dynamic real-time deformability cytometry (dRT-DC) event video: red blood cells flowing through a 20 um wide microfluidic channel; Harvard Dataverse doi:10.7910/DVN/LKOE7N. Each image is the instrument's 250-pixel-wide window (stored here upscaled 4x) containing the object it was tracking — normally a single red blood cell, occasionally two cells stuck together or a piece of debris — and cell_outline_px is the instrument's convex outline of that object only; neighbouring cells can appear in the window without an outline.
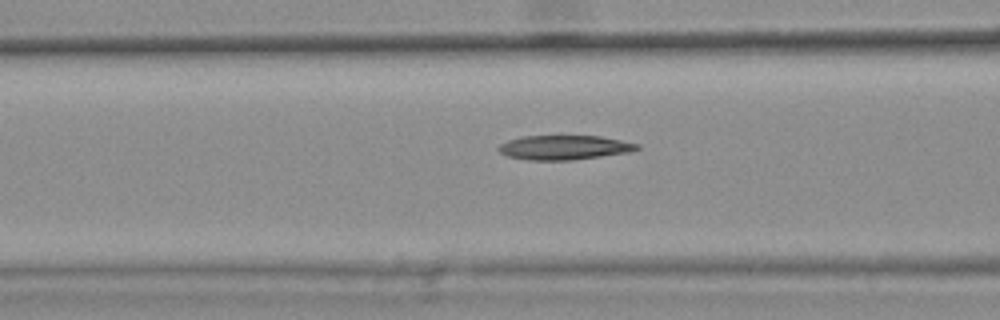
{"species": "common noctule bat (a hibernating species)", "species_latin": "Nyctalus noctula", "temperature_condition": "warm", "stored_images_in_passage": 39, "camera_frame_rate_fps": 3000, "um_per_image_px": 0.085, "animal": {"sex": "female", "body_mass_g": 25.1}, "frame": {"image": 1, "passage_image": 12, "time_ms": 3.667, "image_size_px": [1000, 320], "cell_outline_px": [[640, 148], [632, 152], [572, 160], [528, 160], [508, 156], [500, 152], [496, 148], [500, 144], [508, 140], [520, 136], [600, 136], [640, 144]], "centroid_in_image_um": [47.97, 12.53], "position_along_channel_um": 118.6, "area_um2": 19.77}}